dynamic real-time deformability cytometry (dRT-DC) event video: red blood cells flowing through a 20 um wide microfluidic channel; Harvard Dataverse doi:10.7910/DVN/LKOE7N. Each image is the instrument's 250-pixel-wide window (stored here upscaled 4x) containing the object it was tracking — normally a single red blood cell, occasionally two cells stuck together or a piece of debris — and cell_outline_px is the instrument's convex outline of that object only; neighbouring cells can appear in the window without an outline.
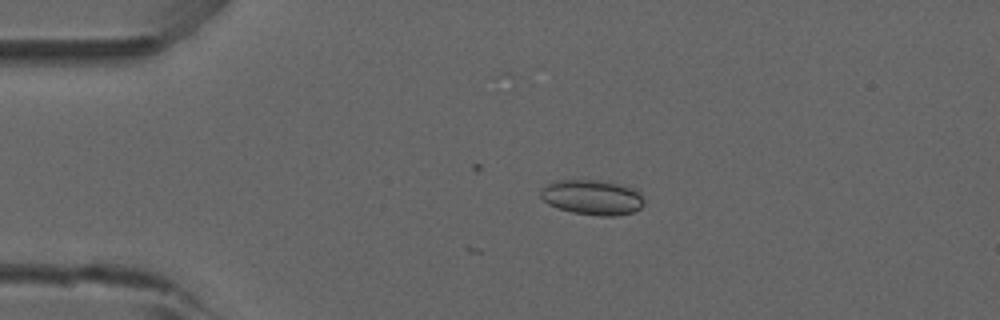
{"species": "common noctule bat (a hibernating species)", "species_latin": "Nyctalus noctula", "temperature_condition": "room temperature", "stored_images_in_passage": 4, "camera_frame_rate_fps": 3000, "um_per_image_px": 0.085, "animal": {"sex": "male", "forearm_length_mm": 52.5}, "frame": {"image": 1, "passage_image": 1, "time_ms": 0.0, "image_size_px": [1000, 320], "cell_outline_px": [[644, 204], [640, 208], [632, 212], [620, 216], [600, 216], [572, 212], [548, 204], [540, 196], [540, 192], [548, 184], [556, 180], [600, 180], [620, 184], [632, 188], [640, 192], [644, 200]], "centroid_in_image_um": [50.38, 16.77], "position_along_channel_um": 34.6, "area_um2": 21.1}}